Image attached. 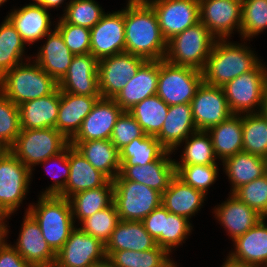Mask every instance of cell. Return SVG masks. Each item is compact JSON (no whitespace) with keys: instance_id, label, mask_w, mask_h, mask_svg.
Segmentation results:
<instances>
[{"instance_id":"cell-1","label":"cell","mask_w":267,"mask_h":267,"mask_svg":"<svg viewBox=\"0 0 267 267\" xmlns=\"http://www.w3.org/2000/svg\"><path fill=\"white\" fill-rule=\"evenodd\" d=\"M125 52L145 60H164L167 40L157 15L146 0H128L124 8Z\"/></svg>"},{"instance_id":"cell-2","label":"cell","mask_w":267,"mask_h":267,"mask_svg":"<svg viewBox=\"0 0 267 267\" xmlns=\"http://www.w3.org/2000/svg\"><path fill=\"white\" fill-rule=\"evenodd\" d=\"M244 43L216 39L202 70L203 82L222 87L239 75L253 70L261 61Z\"/></svg>"},{"instance_id":"cell-3","label":"cell","mask_w":267,"mask_h":267,"mask_svg":"<svg viewBox=\"0 0 267 267\" xmlns=\"http://www.w3.org/2000/svg\"><path fill=\"white\" fill-rule=\"evenodd\" d=\"M38 199V203L29 205L26 212L36 220L45 241L57 253L76 227L70 202L56 195H40Z\"/></svg>"},{"instance_id":"cell-4","label":"cell","mask_w":267,"mask_h":267,"mask_svg":"<svg viewBox=\"0 0 267 267\" xmlns=\"http://www.w3.org/2000/svg\"><path fill=\"white\" fill-rule=\"evenodd\" d=\"M30 62L13 67L0 79V91L18 106L52 94L59 88L58 82L34 60Z\"/></svg>"},{"instance_id":"cell-5","label":"cell","mask_w":267,"mask_h":267,"mask_svg":"<svg viewBox=\"0 0 267 267\" xmlns=\"http://www.w3.org/2000/svg\"><path fill=\"white\" fill-rule=\"evenodd\" d=\"M215 41L209 29L199 21L167 41L165 60L202 71Z\"/></svg>"},{"instance_id":"cell-6","label":"cell","mask_w":267,"mask_h":267,"mask_svg":"<svg viewBox=\"0 0 267 267\" xmlns=\"http://www.w3.org/2000/svg\"><path fill=\"white\" fill-rule=\"evenodd\" d=\"M266 67L265 63L260 62L253 70L239 75L222 86L233 114L262 112L267 86Z\"/></svg>"},{"instance_id":"cell-7","label":"cell","mask_w":267,"mask_h":267,"mask_svg":"<svg viewBox=\"0 0 267 267\" xmlns=\"http://www.w3.org/2000/svg\"><path fill=\"white\" fill-rule=\"evenodd\" d=\"M69 141L56 128L21 129L9 150L31 171L62 152Z\"/></svg>"},{"instance_id":"cell-8","label":"cell","mask_w":267,"mask_h":267,"mask_svg":"<svg viewBox=\"0 0 267 267\" xmlns=\"http://www.w3.org/2000/svg\"><path fill=\"white\" fill-rule=\"evenodd\" d=\"M203 82L202 71L159 60L157 95L168 105L190 104Z\"/></svg>"},{"instance_id":"cell-9","label":"cell","mask_w":267,"mask_h":267,"mask_svg":"<svg viewBox=\"0 0 267 267\" xmlns=\"http://www.w3.org/2000/svg\"><path fill=\"white\" fill-rule=\"evenodd\" d=\"M114 200L120 220L142 221L161 205L162 194L139 182L113 180Z\"/></svg>"},{"instance_id":"cell-10","label":"cell","mask_w":267,"mask_h":267,"mask_svg":"<svg viewBox=\"0 0 267 267\" xmlns=\"http://www.w3.org/2000/svg\"><path fill=\"white\" fill-rule=\"evenodd\" d=\"M32 174L10 150L0 159V205L9 215L12 216L23 204Z\"/></svg>"},{"instance_id":"cell-11","label":"cell","mask_w":267,"mask_h":267,"mask_svg":"<svg viewBox=\"0 0 267 267\" xmlns=\"http://www.w3.org/2000/svg\"><path fill=\"white\" fill-rule=\"evenodd\" d=\"M146 61L127 52L99 60L98 81L101 98L114 99Z\"/></svg>"},{"instance_id":"cell-12","label":"cell","mask_w":267,"mask_h":267,"mask_svg":"<svg viewBox=\"0 0 267 267\" xmlns=\"http://www.w3.org/2000/svg\"><path fill=\"white\" fill-rule=\"evenodd\" d=\"M241 12L242 0L199 1L200 22L216 39H230L236 30L240 34Z\"/></svg>"},{"instance_id":"cell-13","label":"cell","mask_w":267,"mask_h":267,"mask_svg":"<svg viewBox=\"0 0 267 267\" xmlns=\"http://www.w3.org/2000/svg\"><path fill=\"white\" fill-rule=\"evenodd\" d=\"M190 105L197 131H207L233 114L222 87L208 85L204 82L198 87Z\"/></svg>"},{"instance_id":"cell-14","label":"cell","mask_w":267,"mask_h":267,"mask_svg":"<svg viewBox=\"0 0 267 267\" xmlns=\"http://www.w3.org/2000/svg\"><path fill=\"white\" fill-rule=\"evenodd\" d=\"M106 258L105 245L76 226L56 253L54 267H90Z\"/></svg>"},{"instance_id":"cell-15","label":"cell","mask_w":267,"mask_h":267,"mask_svg":"<svg viewBox=\"0 0 267 267\" xmlns=\"http://www.w3.org/2000/svg\"><path fill=\"white\" fill-rule=\"evenodd\" d=\"M108 13L90 29V53L98 61L125 52L124 8Z\"/></svg>"},{"instance_id":"cell-16","label":"cell","mask_w":267,"mask_h":267,"mask_svg":"<svg viewBox=\"0 0 267 267\" xmlns=\"http://www.w3.org/2000/svg\"><path fill=\"white\" fill-rule=\"evenodd\" d=\"M154 9L161 33L168 41L200 21L198 0H146Z\"/></svg>"},{"instance_id":"cell-17","label":"cell","mask_w":267,"mask_h":267,"mask_svg":"<svg viewBox=\"0 0 267 267\" xmlns=\"http://www.w3.org/2000/svg\"><path fill=\"white\" fill-rule=\"evenodd\" d=\"M15 245L18 253L33 267H54L56 253L45 241L39 224L25 212Z\"/></svg>"},{"instance_id":"cell-18","label":"cell","mask_w":267,"mask_h":267,"mask_svg":"<svg viewBox=\"0 0 267 267\" xmlns=\"http://www.w3.org/2000/svg\"><path fill=\"white\" fill-rule=\"evenodd\" d=\"M98 63L91 53L74 55L67 73L58 82L60 91L82 96H101Z\"/></svg>"},{"instance_id":"cell-19","label":"cell","mask_w":267,"mask_h":267,"mask_svg":"<svg viewBox=\"0 0 267 267\" xmlns=\"http://www.w3.org/2000/svg\"><path fill=\"white\" fill-rule=\"evenodd\" d=\"M172 153L166 150L156 161L144 166H121L120 173L114 180L139 182L162 194L176 176Z\"/></svg>"},{"instance_id":"cell-20","label":"cell","mask_w":267,"mask_h":267,"mask_svg":"<svg viewBox=\"0 0 267 267\" xmlns=\"http://www.w3.org/2000/svg\"><path fill=\"white\" fill-rule=\"evenodd\" d=\"M124 110L111 98H99L70 141L110 139L113 127Z\"/></svg>"},{"instance_id":"cell-21","label":"cell","mask_w":267,"mask_h":267,"mask_svg":"<svg viewBox=\"0 0 267 267\" xmlns=\"http://www.w3.org/2000/svg\"><path fill=\"white\" fill-rule=\"evenodd\" d=\"M217 206V207H216ZM212 213L219 224L234 241L255 226L262 218L255 209L242 202L235 194L230 193L226 201L216 205Z\"/></svg>"},{"instance_id":"cell-22","label":"cell","mask_w":267,"mask_h":267,"mask_svg":"<svg viewBox=\"0 0 267 267\" xmlns=\"http://www.w3.org/2000/svg\"><path fill=\"white\" fill-rule=\"evenodd\" d=\"M6 18L16 28L27 46L42 40L52 31V21L49 11L38 4H26L13 9Z\"/></svg>"},{"instance_id":"cell-23","label":"cell","mask_w":267,"mask_h":267,"mask_svg":"<svg viewBox=\"0 0 267 267\" xmlns=\"http://www.w3.org/2000/svg\"><path fill=\"white\" fill-rule=\"evenodd\" d=\"M158 76L159 60H147L114 100L124 111L130 110L137 103L157 93Z\"/></svg>"},{"instance_id":"cell-24","label":"cell","mask_w":267,"mask_h":267,"mask_svg":"<svg viewBox=\"0 0 267 267\" xmlns=\"http://www.w3.org/2000/svg\"><path fill=\"white\" fill-rule=\"evenodd\" d=\"M101 96H82L60 91V103L55 128L70 141L79 131L82 121Z\"/></svg>"},{"instance_id":"cell-25","label":"cell","mask_w":267,"mask_h":267,"mask_svg":"<svg viewBox=\"0 0 267 267\" xmlns=\"http://www.w3.org/2000/svg\"><path fill=\"white\" fill-rule=\"evenodd\" d=\"M68 160L70 167L69 178L65 189L58 196L68 199L75 193L104 186L109 181L71 144L68 145Z\"/></svg>"},{"instance_id":"cell-26","label":"cell","mask_w":267,"mask_h":267,"mask_svg":"<svg viewBox=\"0 0 267 267\" xmlns=\"http://www.w3.org/2000/svg\"><path fill=\"white\" fill-rule=\"evenodd\" d=\"M46 37V42L33 59L46 73L59 82L67 73L74 54L65 45L60 32L53 28Z\"/></svg>"},{"instance_id":"cell-27","label":"cell","mask_w":267,"mask_h":267,"mask_svg":"<svg viewBox=\"0 0 267 267\" xmlns=\"http://www.w3.org/2000/svg\"><path fill=\"white\" fill-rule=\"evenodd\" d=\"M262 218L245 234L233 241L234 250L229 255L255 267H267V223Z\"/></svg>"},{"instance_id":"cell-28","label":"cell","mask_w":267,"mask_h":267,"mask_svg":"<svg viewBox=\"0 0 267 267\" xmlns=\"http://www.w3.org/2000/svg\"><path fill=\"white\" fill-rule=\"evenodd\" d=\"M98 171L113 181L120 173L119 150L110 139L69 141Z\"/></svg>"},{"instance_id":"cell-29","label":"cell","mask_w":267,"mask_h":267,"mask_svg":"<svg viewBox=\"0 0 267 267\" xmlns=\"http://www.w3.org/2000/svg\"><path fill=\"white\" fill-rule=\"evenodd\" d=\"M206 196L202 191L185 184L175 176L162 193L161 204L173 214L190 220L203 206Z\"/></svg>"},{"instance_id":"cell-30","label":"cell","mask_w":267,"mask_h":267,"mask_svg":"<svg viewBox=\"0 0 267 267\" xmlns=\"http://www.w3.org/2000/svg\"><path fill=\"white\" fill-rule=\"evenodd\" d=\"M196 131L191 105L178 104L169 106L166 120L156 139L167 151H173Z\"/></svg>"},{"instance_id":"cell-31","label":"cell","mask_w":267,"mask_h":267,"mask_svg":"<svg viewBox=\"0 0 267 267\" xmlns=\"http://www.w3.org/2000/svg\"><path fill=\"white\" fill-rule=\"evenodd\" d=\"M60 103V89L38 99L20 104L21 129L55 128Z\"/></svg>"},{"instance_id":"cell-32","label":"cell","mask_w":267,"mask_h":267,"mask_svg":"<svg viewBox=\"0 0 267 267\" xmlns=\"http://www.w3.org/2000/svg\"><path fill=\"white\" fill-rule=\"evenodd\" d=\"M222 165L230 181L229 193L267 173V159L244 151L226 158Z\"/></svg>"},{"instance_id":"cell-33","label":"cell","mask_w":267,"mask_h":267,"mask_svg":"<svg viewBox=\"0 0 267 267\" xmlns=\"http://www.w3.org/2000/svg\"><path fill=\"white\" fill-rule=\"evenodd\" d=\"M156 246V240L145 230L142 221L121 220L106 243L105 252L145 251Z\"/></svg>"},{"instance_id":"cell-34","label":"cell","mask_w":267,"mask_h":267,"mask_svg":"<svg viewBox=\"0 0 267 267\" xmlns=\"http://www.w3.org/2000/svg\"><path fill=\"white\" fill-rule=\"evenodd\" d=\"M216 158L222 162L243 151L242 114H232L219 125L207 130Z\"/></svg>"},{"instance_id":"cell-35","label":"cell","mask_w":267,"mask_h":267,"mask_svg":"<svg viewBox=\"0 0 267 267\" xmlns=\"http://www.w3.org/2000/svg\"><path fill=\"white\" fill-rule=\"evenodd\" d=\"M68 200L70 202L73 219H75L74 223H76V219H78L80 223L87 217L113 203V182L109 180L104 186L80 191L70 196Z\"/></svg>"},{"instance_id":"cell-36","label":"cell","mask_w":267,"mask_h":267,"mask_svg":"<svg viewBox=\"0 0 267 267\" xmlns=\"http://www.w3.org/2000/svg\"><path fill=\"white\" fill-rule=\"evenodd\" d=\"M25 48L26 43L5 17L0 24V79L13 67L33 59L25 56Z\"/></svg>"},{"instance_id":"cell-37","label":"cell","mask_w":267,"mask_h":267,"mask_svg":"<svg viewBox=\"0 0 267 267\" xmlns=\"http://www.w3.org/2000/svg\"><path fill=\"white\" fill-rule=\"evenodd\" d=\"M106 256L113 267H172L175 264L170 253L158 245L145 251L106 252Z\"/></svg>"},{"instance_id":"cell-38","label":"cell","mask_w":267,"mask_h":267,"mask_svg":"<svg viewBox=\"0 0 267 267\" xmlns=\"http://www.w3.org/2000/svg\"><path fill=\"white\" fill-rule=\"evenodd\" d=\"M169 106L157 95L147 97L128 112L137 120L144 133L157 136L166 120Z\"/></svg>"},{"instance_id":"cell-39","label":"cell","mask_w":267,"mask_h":267,"mask_svg":"<svg viewBox=\"0 0 267 267\" xmlns=\"http://www.w3.org/2000/svg\"><path fill=\"white\" fill-rule=\"evenodd\" d=\"M185 142V143H184ZM185 144L181 160L174 159V165H217L212 140L207 131H196L180 143L172 152Z\"/></svg>"},{"instance_id":"cell-40","label":"cell","mask_w":267,"mask_h":267,"mask_svg":"<svg viewBox=\"0 0 267 267\" xmlns=\"http://www.w3.org/2000/svg\"><path fill=\"white\" fill-rule=\"evenodd\" d=\"M243 151L267 159V116L263 112L242 114Z\"/></svg>"},{"instance_id":"cell-41","label":"cell","mask_w":267,"mask_h":267,"mask_svg":"<svg viewBox=\"0 0 267 267\" xmlns=\"http://www.w3.org/2000/svg\"><path fill=\"white\" fill-rule=\"evenodd\" d=\"M166 149L155 136L135 138L128 145L119 150L121 166H144L156 161Z\"/></svg>"},{"instance_id":"cell-42","label":"cell","mask_w":267,"mask_h":267,"mask_svg":"<svg viewBox=\"0 0 267 267\" xmlns=\"http://www.w3.org/2000/svg\"><path fill=\"white\" fill-rule=\"evenodd\" d=\"M120 221L116 205L113 202L106 208L81 221L79 228L106 245Z\"/></svg>"},{"instance_id":"cell-43","label":"cell","mask_w":267,"mask_h":267,"mask_svg":"<svg viewBox=\"0 0 267 267\" xmlns=\"http://www.w3.org/2000/svg\"><path fill=\"white\" fill-rule=\"evenodd\" d=\"M267 28V0H242L240 36L250 41Z\"/></svg>"},{"instance_id":"cell-44","label":"cell","mask_w":267,"mask_h":267,"mask_svg":"<svg viewBox=\"0 0 267 267\" xmlns=\"http://www.w3.org/2000/svg\"><path fill=\"white\" fill-rule=\"evenodd\" d=\"M65 5L61 18L66 23L90 29L106 13L94 0H70Z\"/></svg>"},{"instance_id":"cell-45","label":"cell","mask_w":267,"mask_h":267,"mask_svg":"<svg viewBox=\"0 0 267 267\" xmlns=\"http://www.w3.org/2000/svg\"><path fill=\"white\" fill-rule=\"evenodd\" d=\"M193 227L190 220L185 217L170 213L164 207V225L161 232V248L167 250L170 254L173 248L185 243Z\"/></svg>"},{"instance_id":"cell-46","label":"cell","mask_w":267,"mask_h":267,"mask_svg":"<svg viewBox=\"0 0 267 267\" xmlns=\"http://www.w3.org/2000/svg\"><path fill=\"white\" fill-rule=\"evenodd\" d=\"M176 176L205 195L218 178V165H175Z\"/></svg>"},{"instance_id":"cell-47","label":"cell","mask_w":267,"mask_h":267,"mask_svg":"<svg viewBox=\"0 0 267 267\" xmlns=\"http://www.w3.org/2000/svg\"><path fill=\"white\" fill-rule=\"evenodd\" d=\"M20 131L19 107L0 91V143L9 149Z\"/></svg>"},{"instance_id":"cell-48","label":"cell","mask_w":267,"mask_h":267,"mask_svg":"<svg viewBox=\"0 0 267 267\" xmlns=\"http://www.w3.org/2000/svg\"><path fill=\"white\" fill-rule=\"evenodd\" d=\"M233 194L267 218V173L239 187Z\"/></svg>"},{"instance_id":"cell-49","label":"cell","mask_w":267,"mask_h":267,"mask_svg":"<svg viewBox=\"0 0 267 267\" xmlns=\"http://www.w3.org/2000/svg\"><path fill=\"white\" fill-rule=\"evenodd\" d=\"M55 28L60 32L65 45L74 55L90 53V28L66 23L61 17Z\"/></svg>"},{"instance_id":"cell-50","label":"cell","mask_w":267,"mask_h":267,"mask_svg":"<svg viewBox=\"0 0 267 267\" xmlns=\"http://www.w3.org/2000/svg\"><path fill=\"white\" fill-rule=\"evenodd\" d=\"M144 136L146 134L137 120L128 111H123L113 127L110 140L120 150L135 138H142Z\"/></svg>"},{"instance_id":"cell-51","label":"cell","mask_w":267,"mask_h":267,"mask_svg":"<svg viewBox=\"0 0 267 267\" xmlns=\"http://www.w3.org/2000/svg\"><path fill=\"white\" fill-rule=\"evenodd\" d=\"M50 162L51 163L54 162L55 165H57L56 162H58V165L55 167H58V166L62 167L61 168L62 171L60 170V172H58V174H57V172H55V170H54L55 173H54V175L52 174V177H51V179L54 181V183L49 185V187H47L46 190L41 193V195H56V196H58L65 189L66 182L69 178L70 167H69V160H68V146L59 154L48 158L47 160L39 163L38 165L41 164L43 166L44 165L46 166ZM46 171H47V173L50 174L49 168L46 169ZM52 173H53V171H52Z\"/></svg>"},{"instance_id":"cell-52","label":"cell","mask_w":267,"mask_h":267,"mask_svg":"<svg viewBox=\"0 0 267 267\" xmlns=\"http://www.w3.org/2000/svg\"><path fill=\"white\" fill-rule=\"evenodd\" d=\"M145 230L156 240L161 247V232L164 225V206L161 204L142 220Z\"/></svg>"},{"instance_id":"cell-53","label":"cell","mask_w":267,"mask_h":267,"mask_svg":"<svg viewBox=\"0 0 267 267\" xmlns=\"http://www.w3.org/2000/svg\"><path fill=\"white\" fill-rule=\"evenodd\" d=\"M0 267H33L8 242L0 248Z\"/></svg>"},{"instance_id":"cell-54","label":"cell","mask_w":267,"mask_h":267,"mask_svg":"<svg viewBox=\"0 0 267 267\" xmlns=\"http://www.w3.org/2000/svg\"><path fill=\"white\" fill-rule=\"evenodd\" d=\"M221 267H255L250 264L244 263L233 259L229 254Z\"/></svg>"},{"instance_id":"cell-55","label":"cell","mask_w":267,"mask_h":267,"mask_svg":"<svg viewBox=\"0 0 267 267\" xmlns=\"http://www.w3.org/2000/svg\"><path fill=\"white\" fill-rule=\"evenodd\" d=\"M64 1L65 0H44L41 6H43L45 9L49 11V9L59 8L61 4L63 5Z\"/></svg>"},{"instance_id":"cell-56","label":"cell","mask_w":267,"mask_h":267,"mask_svg":"<svg viewBox=\"0 0 267 267\" xmlns=\"http://www.w3.org/2000/svg\"><path fill=\"white\" fill-rule=\"evenodd\" d=\"M8 230V226H0V248L8 241Z\"/></svg>"},{"instance_id":"cell-57","label":"cell","mask_w":267,"mask_h":267,"mask_svg":"<svg viewBox=\"0 0 267 267\" xmlns=\"http://www.w3.org/2000/svg\"><path fill=\"white\" fill-rule=\"evenodd\" d=\"M10 217L7 211L0 205V226H7L6 222Z\"/></svg>"},{"instance_id":"cell-58","label":"cell","mask_w":267,"mask_h":267,"mask_svg":"<svg viewBox=\"0 0 267 267\" xmlns=\"http://www.w3.org/2000/svg\"><path fill=\"white\" fill-rule=\"evenodd\" d=\"M90 267H113L111 262L106 258L105 260L99 262V263H95L93 265H91Z\"/></svg>"},{"instance_id":"cell-59","label":"cell","mask_w":267,"mask_h":267,"mask_svg":"<svg viewBox=\"0 0 267 267\" xmlns=\"http://www.w3.org/2000/svg\"><path fill=\"white\" fill-rule=\"evenodd\" d=\"M262 112L267 116V86L264 94V105Z\"/></svg>"},{"instance_id":"cell-60","label":"cell","mask_w":267,"mask_h":267,"mask_svg":"<svg viewBox=\"0 0 267 267\" xmlns=\"http://www.w3.org/2000/svg\"><path fill=\"white\" fill-rule=\"evenodd\" d=\"M9 149L3 145L2 143H0V159L3 157V155L8 151Z\"/></svg>"},{"instance_id":"cell-61","label":"cell","mask_w":267,"mask_h":267,"mask_svg":"<svg viewBox=\"0 0 267 267\" xmlns=\"http://www.w3.org/2000/svg\"><path fill=\"white\" fill-rule=\"evenodd\" d=\"M33 2L31 4H38V5H41L44 0H32Z\"/></svg>"},{"instance_id":"cell-62","label":"cell","mask_w":267,"mask_h":267,"mask_svg":"<svg viewBox=\"0 0 267 267\" xmlns=\"http://www.w3.org/2000/svg\"><path fill=\"white\" fill-rule=\"evenodd\" d=\"M8 0H0V6H2V4H4L5 2H7Z\"/></svg>"}]
</instances>
